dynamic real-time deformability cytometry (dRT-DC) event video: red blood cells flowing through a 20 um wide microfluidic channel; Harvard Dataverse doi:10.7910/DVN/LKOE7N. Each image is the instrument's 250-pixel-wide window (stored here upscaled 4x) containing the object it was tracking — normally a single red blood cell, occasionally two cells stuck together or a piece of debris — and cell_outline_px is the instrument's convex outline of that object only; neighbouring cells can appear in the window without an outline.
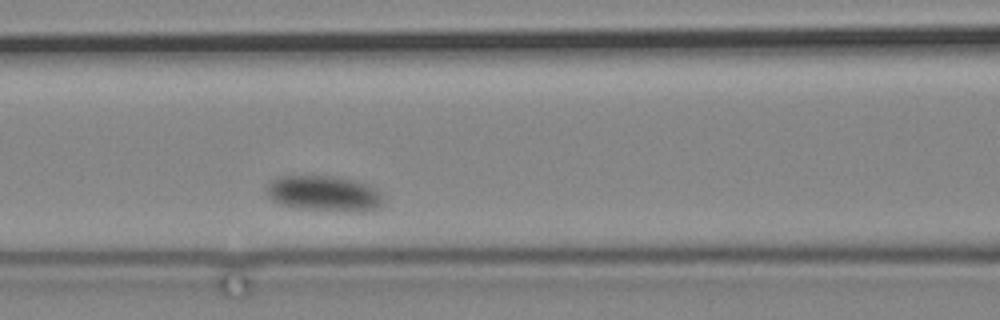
{"species": "common noctule bat (a hibernating species)", "species_latin": "Nyctalus noctula", "temperature_condition": "cold", "stored_images_in_passage": 7, "camera_frame_rate_fps": 3000, "um_per_image_px": 0.085, "animal": {"sex": "male", "body_mass_g": 19.2, "forearm_length_mm": 51.8}, "frame": {"image": 1, "passage_image": 7, "time_ms": 6.667, "image_size_px": [1000, 320], "cell_outline_px": [[384, 200], [380, 208], [300, 208], [276, 204], [264, 192], [264, 188], [276, 176], [336, 176], [368, 184], [376, 188], [380, 192]], "centroid_in_image_um": [27.43, 16.38], "position_along_channel_um": 139.2, "area_um2": 23.41}}